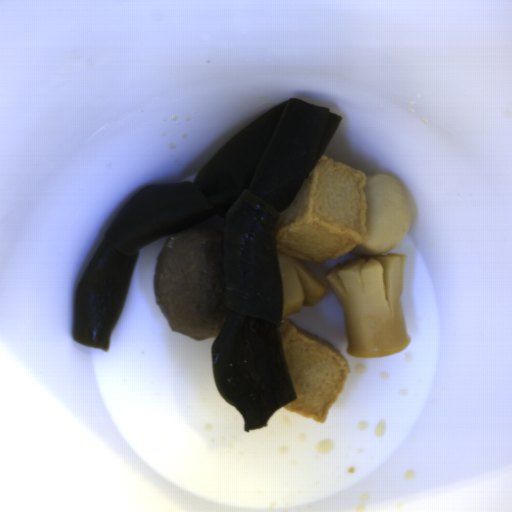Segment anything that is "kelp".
<instances>
[{
	"label": "kelp",
	"mask_w": 512,
	"mask_h": 512,
	"mask_svg": "<svg viewBox=\"0 0 512 512\" xmlns=\"http://www.w3.org/2000/svg\"><path fill=\"white\" fill-rule=\"evenodd\" d=\"M342 119L291 97L232 137L192 182L150 185L129 197L76 289L74 341L109 350L141 249L224 217L223 303L229 311L211 346L213 377L241 413L245 431L267 426L277 409L296 399L278 331L283 278L273 231Z\"/></svg>",
	"instance_id": "99668d17"
}]
</instances>
